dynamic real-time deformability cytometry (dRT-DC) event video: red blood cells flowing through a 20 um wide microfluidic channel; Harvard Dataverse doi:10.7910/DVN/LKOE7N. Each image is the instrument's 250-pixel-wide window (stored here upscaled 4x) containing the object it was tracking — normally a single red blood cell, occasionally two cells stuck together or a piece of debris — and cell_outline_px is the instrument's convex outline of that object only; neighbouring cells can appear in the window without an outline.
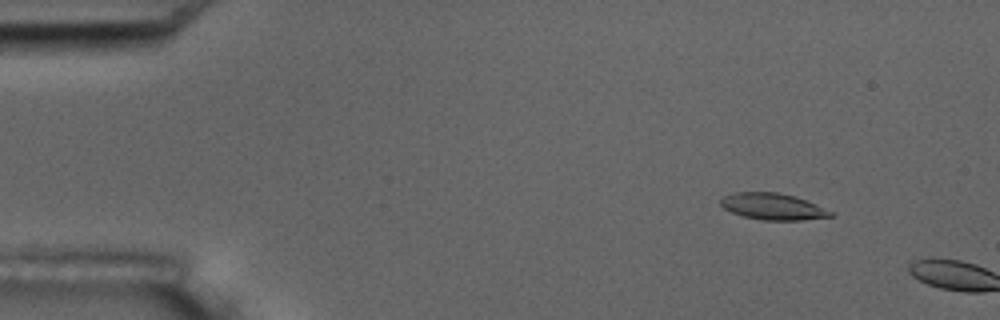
{"species": "common noctule bat (a hibernating species)", "species_latin": "Nyctalus noctula", "temperature_condition": "room temperature", "stored_images_in_passage": 2, "camera_frame_rate_fps": 3000, "um_per_image_px": 0.085, "animal": {"sex": "male", "body_mass_g": 17.5, "forearm_length_mm": 52.3}, "frame": {"image": 1, "passage_image": 1, "time_ms": 0.0, "image_size_px": [1000, 320], "cell_outline_px": [[836, 216], [800, 220], [760, 220], [744, 216], [732, 212], [724, 208], [720, 204], [720, 200], [724, 196], [736, 192], [776, 192], [796, 196], [836, 212]], "centroid_in_image_um": [65.75, 17.56], "position_along_channel_um": 19.2, "area_um2": 17.11}}